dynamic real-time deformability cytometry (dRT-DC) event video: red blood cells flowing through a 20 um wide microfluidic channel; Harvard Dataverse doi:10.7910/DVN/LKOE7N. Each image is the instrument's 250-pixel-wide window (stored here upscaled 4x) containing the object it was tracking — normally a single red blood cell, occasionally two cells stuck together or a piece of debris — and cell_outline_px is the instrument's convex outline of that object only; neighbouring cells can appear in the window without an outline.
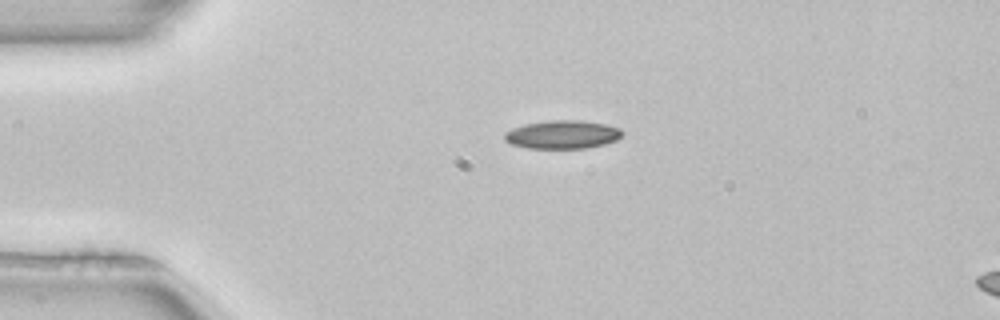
{"species": "common noctule bat (a hibernating species)", "species_latin": "Nyctalus noctula", "temperature_condition": "room temperature", "stored_images_in_passage": 6, "camera_frame_rate_fps": 3000, "um_per_image_px": 0.085, "animal": {"sex": "female", "body_mass_g": 22.7, "forearm_length_mm": 54.2}, "frame": {"image": 1, "passage_image": 1, "time_ms": 0.0, "image_size_px": [1000, 320], "cell_outline_px": [[620, 136], [616, 140], [604, 144], [584, 148], [528, 148], [512, 144], [504, 140], [504, 132], [512, 128], [524, 124], [548, 120], [576, 120], [604, 124], [620, 128]], "centroid_in_image_um": [47.74, 11.43], "position_along_channel_um": 37.3, "area_um2": 19.25}}